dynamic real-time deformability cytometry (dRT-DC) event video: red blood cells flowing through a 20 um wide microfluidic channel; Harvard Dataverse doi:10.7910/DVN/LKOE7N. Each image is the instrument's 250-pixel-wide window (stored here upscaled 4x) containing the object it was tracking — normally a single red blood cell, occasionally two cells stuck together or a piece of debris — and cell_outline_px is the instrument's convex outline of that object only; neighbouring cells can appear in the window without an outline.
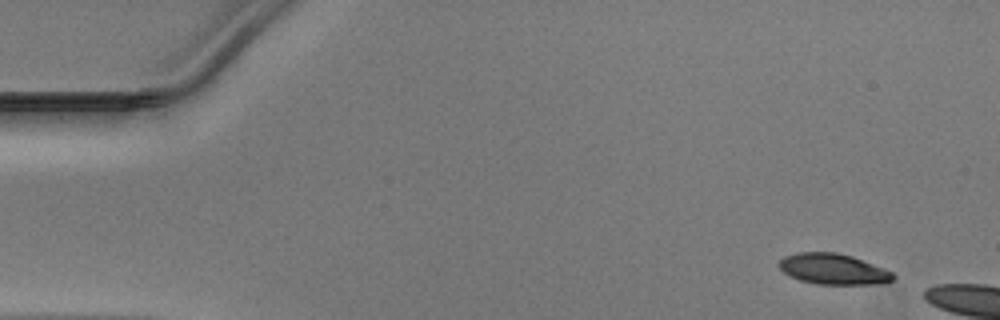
{"species": "Egyptian fruit bat (a non-hibernating species)", "species_latin": "Rousettus aegyptiacus", "temperature_condition": "warm", "stored_images_in_passage": 11, "camera_frame_rate_fps": 3000, "um_per_image_px": 0.085, "animal": {"sex": "male"}, "frame": {"image": 1, "passage_image": 1, "time_ms": 0.0, "image_size_px": [1000, 320], "cell_outline_px": [[896, 276], [892, 280], [884, 284], [816, 284], [800, 280], [784, 272], [780, 268], [780, 260], [784, 256], [796, 252], [836, 252], [852, 256], [884, 268], [892, 272]], "centroid_in_image_um": [70.86, 22.87], "position_along_channel_um": 14.1, "area_um2": 20.4}}